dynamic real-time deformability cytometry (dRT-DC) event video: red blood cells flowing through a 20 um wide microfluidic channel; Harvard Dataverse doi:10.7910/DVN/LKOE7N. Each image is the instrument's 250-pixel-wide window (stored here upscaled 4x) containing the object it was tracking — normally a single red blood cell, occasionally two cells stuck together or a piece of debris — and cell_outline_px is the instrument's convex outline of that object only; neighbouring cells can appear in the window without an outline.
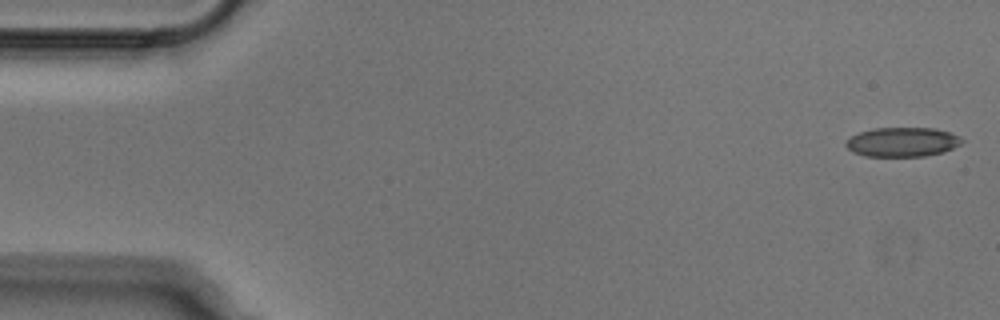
{"species": "Egyptian fruit bat (a non-hibernating species)", "species_latin": "Rousettus aegyptiacus", "temperature_condition": "cold", "stored_images_in_passage": 51, "camera_frame_rate_fps": 3000, "um_per_image_px": 0.085, "animal": {"sex": "male"}, "frame": {"image": 1, "passage_image": 1, "time_ms": 0.0, "image_size_px": [1000, 320], "cell_outline_px": [[964, 140], [960, 144], [944, 152], [924, 156], [864, 156], [852, 152], [844, 144], [852, 136], [860, 132], [872, 128], [936, 128], [960, 136]], "centroid_in_image_um": [76.71, 12.07], "position_along_channel_um": 8.3, "area_um2": 19.83}}
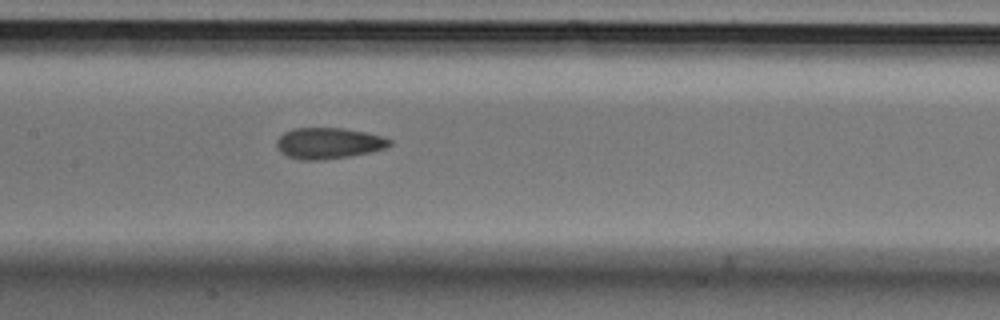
{"frame": {"image": 2, "passage_image": 24, "time_ms": 7.667, "image_size_px": [1000, 320], "cell_outline_px": [[392, 144], [384, 148], [368, 152], [348, 156], [320, 160], [300, 160], [288, 156], [280, 152], [276, 148], [276, 140], [284, 132], [292, 128], [344, 128], [364, 132], [380, 136], [392, 140]], "centroid_in_image_um": [27.87, 12.17], "position_along_channel_um": 179.5, "area_um2": 20.35}}
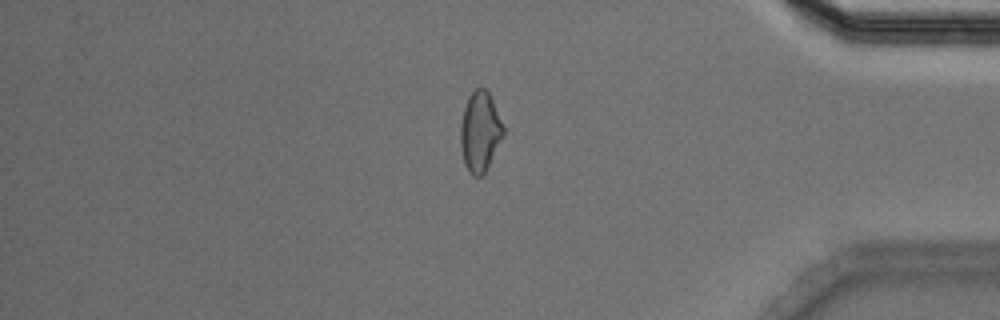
{"frame": {"image": 3, "passage_image": 43, "time_ms": 14.0, "image_size_px": [1000, 320], "cell_outline_px": [[504, 136], [484, 172], [480, 176], [472, 176], [468, 172], [464, 164], [460, 144], [460, 124], [464, 108], [468, 96], [476, 88], [484, 88], [488, 92], [504, 124]], "centroid_in_image_um": [40.79, 11.19], "position_along_channel_um": 394.4, "area_um2": 20.0}}